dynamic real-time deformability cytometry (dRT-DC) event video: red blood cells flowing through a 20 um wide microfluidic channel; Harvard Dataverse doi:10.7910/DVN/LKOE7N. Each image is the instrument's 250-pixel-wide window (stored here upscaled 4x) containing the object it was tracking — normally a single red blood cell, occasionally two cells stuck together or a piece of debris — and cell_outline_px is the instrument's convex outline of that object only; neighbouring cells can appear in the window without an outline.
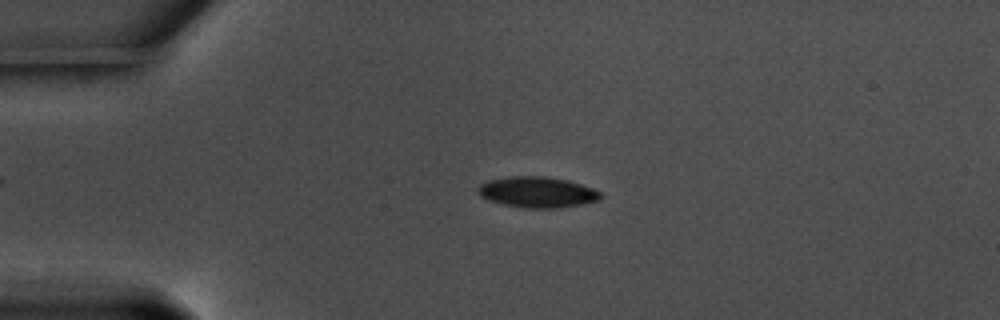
{"species": "common noctule bat (a hibernating species)", "species_latin": "Nyctalus noctula", "temperature_condition": "warm", "stored_images_in_passage": 41, "camera_frame_rate_fps": 3000, "um_per_image_px": 0.085, "animal": {"sex": "male", "body_mass_g": 17.5, "forearm_length_mm": 52.3}, "frame": {"image": 1, "passage_image": 3, "time_ms": 0.667, "image_size_px": [1000, 320], "cell_outline_px": [[604, 196], [600, 200], [560, 208], [528, 208], [504, 204], [488, 200], [480, 196], [476, 192], [476, 188], [480, 184], [488, 180], [512, 176], [544, 176], [568, 180], [592, 188], [600, 192]], "centroid_in_image_um": [45.66, 16.33], "position_along_channel_um": 39.3, "area_um2": 22.08}}
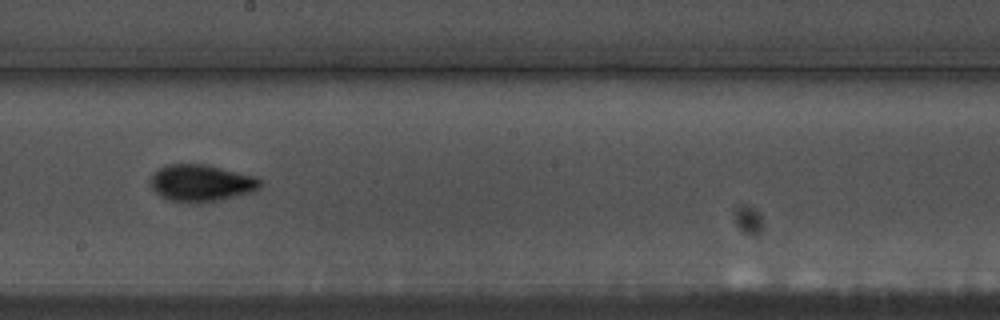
{"frame": {"image": 2, "passage_image": 22, "time_ms": 7.0, "image_size_px": [1000, 320], "cell_outline_px": [[264, 184], [260, 188], [252, 192], [220, 200], [196, 204], [188, 204], [168, 200], [160, 196], [152, 188], [152, 176], [160, 168], [168, 164], [204, 164], [256, 176]], "centroid_in_image_um": [17.14, 15.58], "position_along_channel_um": 231.1, "area_um2": 23.76}}
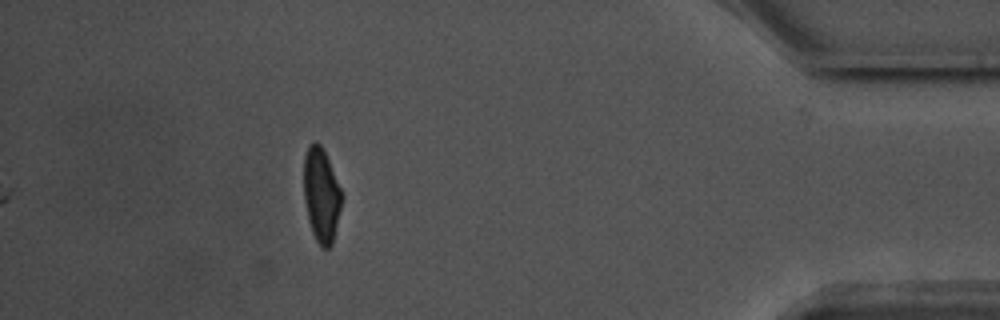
{"frame": {"image": 3, "passage_image": 41, "time_ms": 13.333, "image_size_px": [1000, 320], "cell_outline_px": [[344, 196], [332, 244], [328, 248], [324, 248], [316, 240], [312, 232], [308, 220], [304, 200], [304, 156], [308, 144], [316, 140], [320, 144], [328, 160]], "centroid_in_image_um": [27.31, 16.56], "position_along_channel_um": 407.9, "area_um2": 20.87}, "authors_computed_cell_mechanics": {"area_um2": 21.675, "velocity_mm_per_s": 3.5677, "shape_relaxation_time_tau1_ms": 3.4465, "shape_relaxation_time_tau2_ms": 1.2135, "deformation_change_tau1": 0.1474, "deformation_change_tau2": 0.0518}}